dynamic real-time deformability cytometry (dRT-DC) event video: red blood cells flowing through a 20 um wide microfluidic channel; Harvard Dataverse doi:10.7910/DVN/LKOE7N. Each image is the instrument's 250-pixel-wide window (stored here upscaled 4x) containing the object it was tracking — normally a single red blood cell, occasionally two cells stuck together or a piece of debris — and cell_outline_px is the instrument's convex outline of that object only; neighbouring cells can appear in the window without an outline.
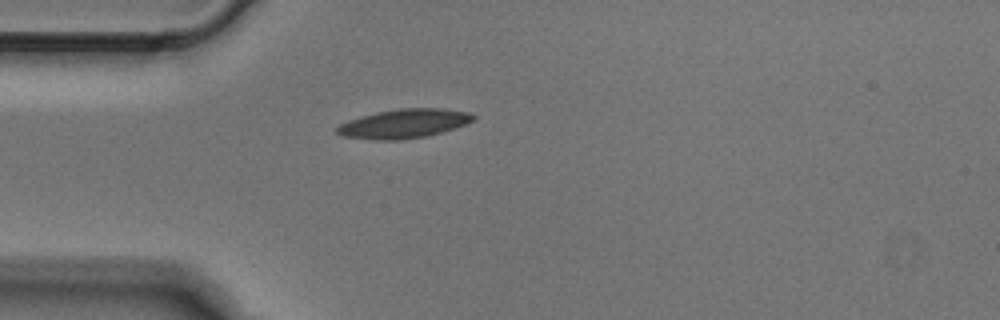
{"species": "Egyptian fruit bat (a non-hibernating species)", "species_latin": "Rousettus aegyptiacus", "temperature_condition": "cold", "stored_images_in_passage": 1, "camera_frame_rate_fps": 3000, "um_per_image_px": 0.085, "animal": {"sex": "male"}, "frame": {"image": 1, "passage_image": 1, "time_ms": 0.0, "image_size_px": [1000, 320], "cell_outline_px": [[476, 120], [428, 136], [400, 140], [376, 140], [340, 136], [336, 132], [336, 128], [340, 124], [348, 120], [360, 116], [376, 112], [400, 108], [444, 108], [468, 112], [476, 116]], "centroid_in_image_um": [34.31, 10.5], "position_along_channel_um": 50.7, "area_um2": 23.18}}